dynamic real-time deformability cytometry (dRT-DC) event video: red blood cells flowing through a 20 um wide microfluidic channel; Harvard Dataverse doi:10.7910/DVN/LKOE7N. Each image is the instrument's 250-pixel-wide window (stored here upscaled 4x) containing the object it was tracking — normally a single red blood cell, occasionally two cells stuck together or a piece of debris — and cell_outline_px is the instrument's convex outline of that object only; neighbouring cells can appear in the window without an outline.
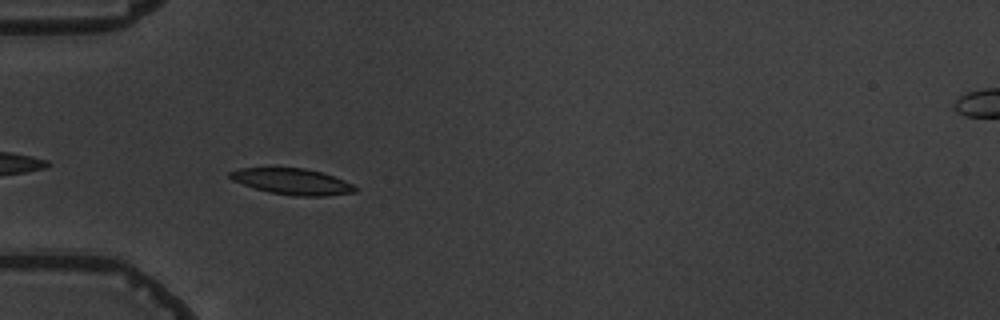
{"species": "common noctule bat (a hibernating species)", "species_latin": "Nyctalus noctula", "temperature_condition": "warm", "stored_images_in_passage": 6, "camera_frame_rate_fps": 3000, "um_per_image_px": 0.085, "animal": {"sex": "male", "body_mass_g": 19.5, "forearm_length_mm": 54.6}, "frame": {"image": 1, "passage_image": 6, "time_ms": 5.667, "image_size_px": [1000, 320], "cell_outline_px": [[356, 192], [324, 196], [292, 196], [268, 192], [232, 180], [228, 176], [228, 172], [240, 168], [304, 168], [320, 172], [344, 180], [352, 184], [356, 188]], "centroid_in_image_um": [24.82, 15.43], "position_along_channel_um": 60.2, "area_um2": 18.84}}